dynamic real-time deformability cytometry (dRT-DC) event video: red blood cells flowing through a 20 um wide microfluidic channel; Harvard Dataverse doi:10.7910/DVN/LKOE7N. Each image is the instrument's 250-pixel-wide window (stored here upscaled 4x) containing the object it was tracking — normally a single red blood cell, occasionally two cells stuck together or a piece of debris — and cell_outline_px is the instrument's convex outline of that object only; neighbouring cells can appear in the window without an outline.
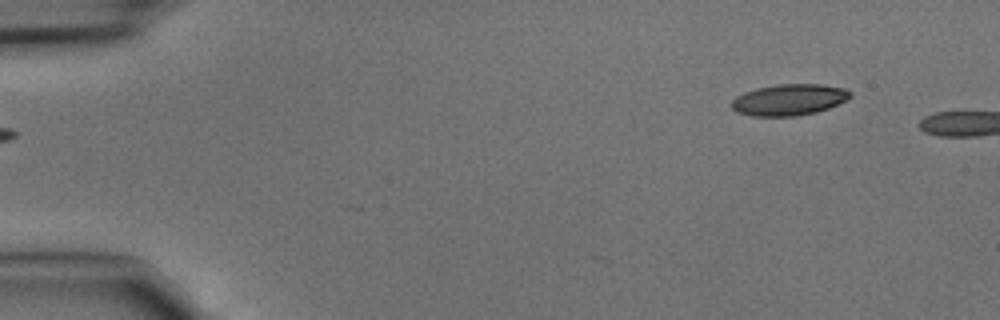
{"species": "common noctule bat (a hibernating species)", "species_latin": "Nyctalus noctula", "temperature_condition": "cold", "stored_images_in_passage": 2, "camera_frame_rate_fps": 3000, "um_per_image_px": 0.085, "animal": {"sex": "male", "body_mass_g": 15.6}, "frame": {"image": 1, "passage_image": 2, "time_ms": 0.333, "image_size_px": [1000, 320], "cell_outline_px": [[852, 96], [848, 100], [828, 108], [816, 112], [796, 116], [752, 116], [736, 112], [732, 108], [732, 100], [736, 96], [744, 92], [756, 88], [776, 84], [820, 84], [844, 88], [852, 92]], "centroid_in_image_um": [67.08, 8.47], "position_along_channel_um": 17.9, "area_um2": 21.79}}